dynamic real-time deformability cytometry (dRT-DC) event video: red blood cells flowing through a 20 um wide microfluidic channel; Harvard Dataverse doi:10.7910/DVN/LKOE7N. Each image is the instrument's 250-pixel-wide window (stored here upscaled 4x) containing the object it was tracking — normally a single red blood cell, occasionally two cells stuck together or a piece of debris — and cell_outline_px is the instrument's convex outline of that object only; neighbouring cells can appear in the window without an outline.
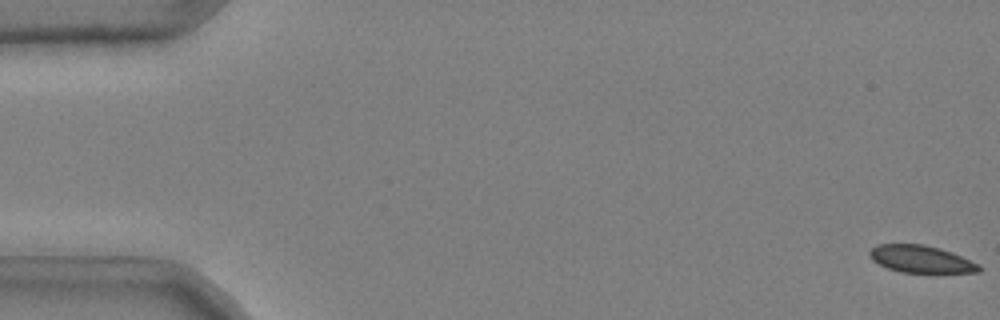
{"species": "common noctule bat (a hibernating species)", "species_latin": "Nyctalus noctula", "temperature_condition": "cold", "stored_images_in_passage": 52, "camera_frame_rate_fps": 3000, "um_per_image_px": 0.085, "animal": {"sex": "male", "body_mass_g": 20.4}, "frame": {"image": 1, "passage_image": 1, "time_ms": 0.0, "image_size_px": [1000, 320], "cell_outline_px": [[984, 268], [980, 272], [900, 272], [888, 268], [872, 260], [868, 256], [868, 252], [876, 244], [924, 244], [940, 248], [952, 252], [980, 264]], "centroid_in_image_um": [78.29, 22.01], "position_along_channel_um": 6.7, "area_um2": 17.46}}
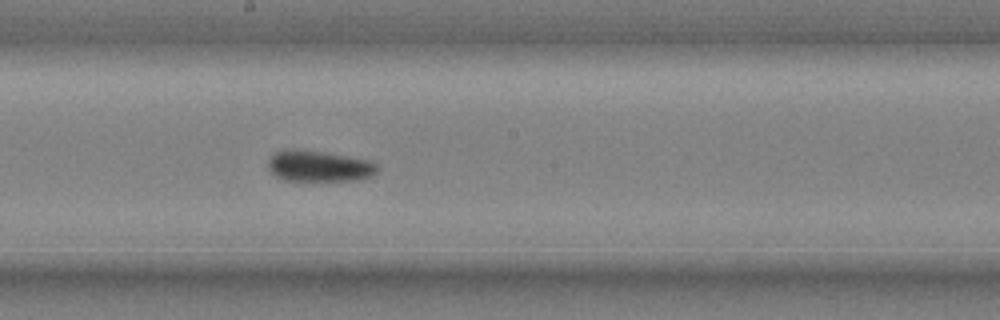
{"frame": {"image": 2, "passage_image": 30, "time_ms": 9.667, "image_size_px": [1000, 320], "cell_outline_px": [[380, 172], [372, 176], [356, 180], [284, 180], [276, 176], [268, 168], [268, 160], [276, 152], [284, 148], [292, 148], [324, 152], [372, 160], [376, 164]], "centroid_in_image_um": [27.14, 14.1], "position_along_channel_um": 221.1, "area_um2": 19.94}}
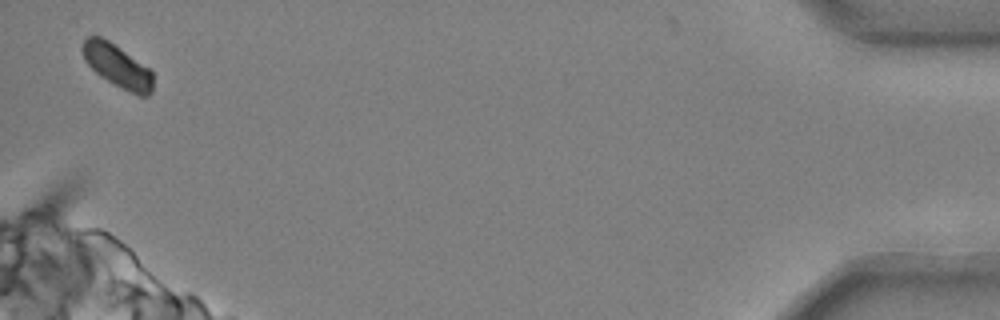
{"frame": {"image": 3, "passage_image": 52, "time_ms": 17.0, "image_size_px": [1000, 320], "cell_outline_px": [[152, 92], [148, 96], [140, 96], [100, 76], [84, 60], [84, 40], [88, 36], [100, 36], [108, 40], [148, 68], [152, 72]], "centroid_in_image_um": [9.99, 5.6], "position_along_channel_um": 425.2, "area_um2": 16.94}, "authors_computed_cell_mechanics": {"area_um2": 19.3341, "velocity_mm_per_s": 3.6921, "shape_relaxation_time_tau1_ms": 3.1744, "shape_relaxation_time_tau2_ms": null, "deformation_change_tau1": 0.0695, "deformation_change_tau2": null}}